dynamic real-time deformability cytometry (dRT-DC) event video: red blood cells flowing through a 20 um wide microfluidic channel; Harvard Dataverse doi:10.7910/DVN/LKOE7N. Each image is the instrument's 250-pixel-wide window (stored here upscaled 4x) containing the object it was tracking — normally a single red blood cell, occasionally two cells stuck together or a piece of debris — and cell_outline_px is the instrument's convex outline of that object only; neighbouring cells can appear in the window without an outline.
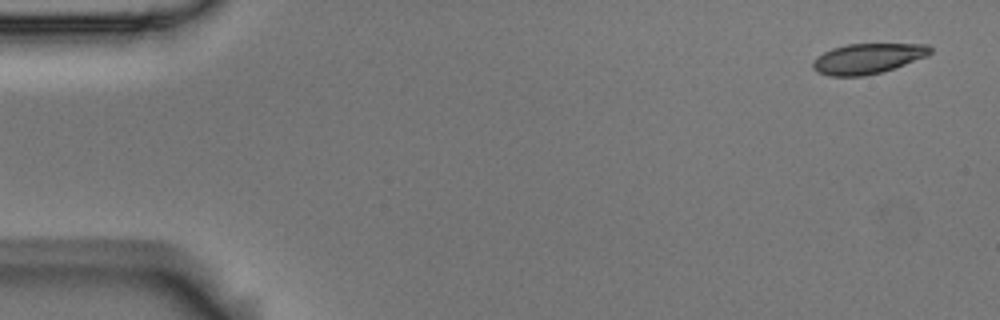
{"species": "Egyptian fruit bat (a non-hibernating species)", "species_latin": "Rousettus aegyptiacus", "temperature_condition": "room temperature", "stored_images_in_passage": 6, "camera_frame_rate_fps": 3000, "um_per_image_px": 0.085, "animal": {"sex": "male"}, "frame": {"image": 1, "passage_image": 1, "time_ms": 0.0, "image_size_px": [1000, 320], "cell_outline_px": [[932, 52], [928, 56], [884, 72], [864, 76], [828, 76], [816, 72], [812, 68], [812, 60], [816, 56], [832, 48], [848, 44], [928, 44], [932, 48]], "centroid_in_image_um": [73.74, 4.99], "position_along_channel_um": 11.3, "area_um2": 21.04}}
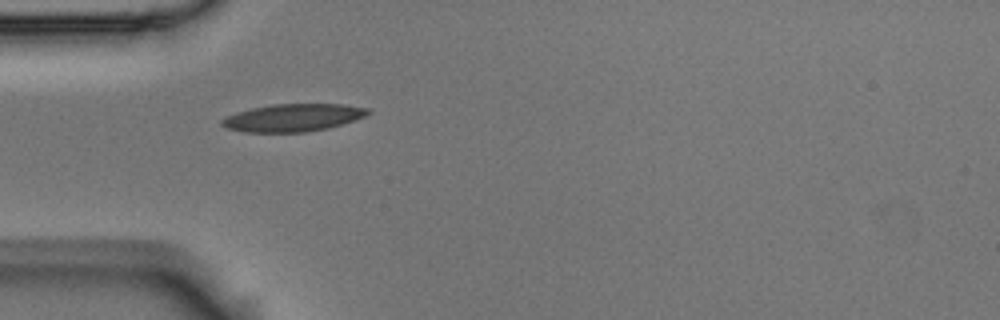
{"frame": {"image": 2, "passage_image": 5, "time_ms": 1.333, "image_size_px": [1000, 320], "cell_outline_px": [[372, 112], [356, 120], [328, 128], [304, 132], [244, 132], [228, 128], [220, 124], [220, 120], [236, 112], [252, 108], [272, 104], [344, 104], [368, 108]], "centroid_in_image_um": [24.92, 10.0], "position_along_channel_um": 60.1, "area_um2": 23.47}}
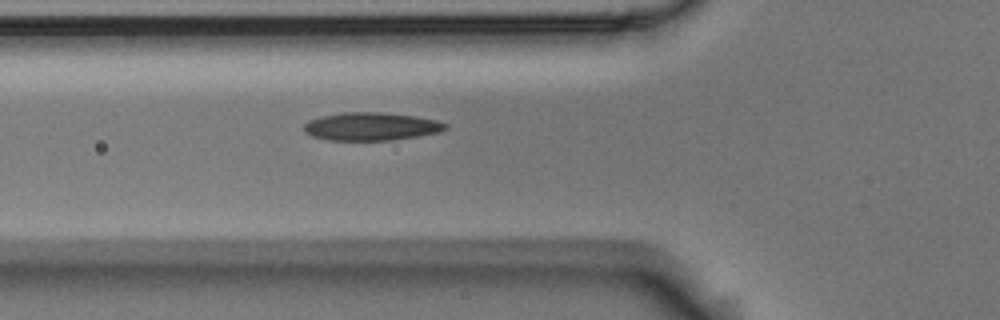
{"frame": {"image": 3, "passage_image": 6, "time_ms": 1.667, "image_size_px": [1000, 320], "cell_outline_px": [[448, 128], [440, 132], [392, 140], [328, 140], [312, 136], [304, 132], [304, 124], [308, 120], [320, 116], [344, 112], [384, 112], [416, 116], [436, 120], [448, 124]], "centroid_in_image_um": [31.54, 10.74], "position_along_channel_um": 94.3, "area_um2": 23.24}}